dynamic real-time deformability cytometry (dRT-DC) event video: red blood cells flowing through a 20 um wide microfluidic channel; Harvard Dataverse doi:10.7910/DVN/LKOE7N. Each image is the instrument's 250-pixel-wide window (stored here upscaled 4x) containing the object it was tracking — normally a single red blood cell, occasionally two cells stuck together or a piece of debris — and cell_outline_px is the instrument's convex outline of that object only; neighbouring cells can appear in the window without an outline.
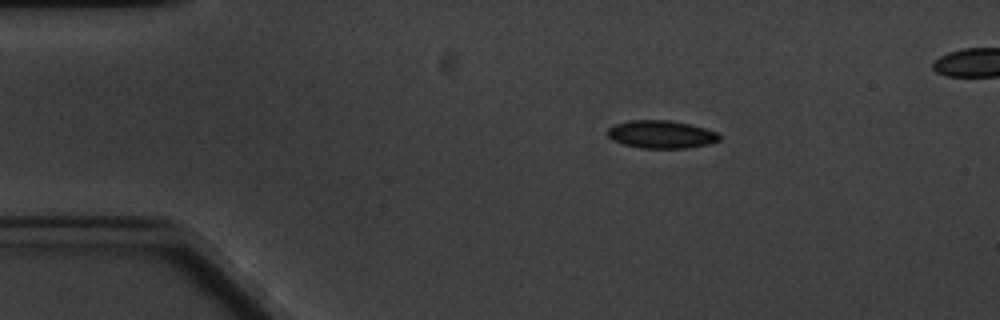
{"species": "common noctule bat (a hibernating species)", "species_latin": "Nyctalus noctula", "temperature_condition": "cold", "stored_images_in_passage": 3, "segment_of_instrument_passage": [1, 2], "camera_frame_rate_fps": 3000, "um_per_image_px": 0.085, "animal": {"sex": "male", "body_mass_g": 20.1, "forearm_length_mm": 53.5}, "frame": {"image": 1, "passage_image": 1, "time_ms": 0.0, "image_size_px": [1000, 320], "cell_outline_px": [[720, 140], [708, 144], [688, 148], [640, 148], [624, 144], [612, 140], [608, 136], [608, 128], [616, 124], [632, 120], [668, 120], [692, 124], [716, 132], [720, 136]], "centroid_in_image_um": [56.21, 11.42], "position_along_channel_um": 28.8, "area_um2": 18.09}}